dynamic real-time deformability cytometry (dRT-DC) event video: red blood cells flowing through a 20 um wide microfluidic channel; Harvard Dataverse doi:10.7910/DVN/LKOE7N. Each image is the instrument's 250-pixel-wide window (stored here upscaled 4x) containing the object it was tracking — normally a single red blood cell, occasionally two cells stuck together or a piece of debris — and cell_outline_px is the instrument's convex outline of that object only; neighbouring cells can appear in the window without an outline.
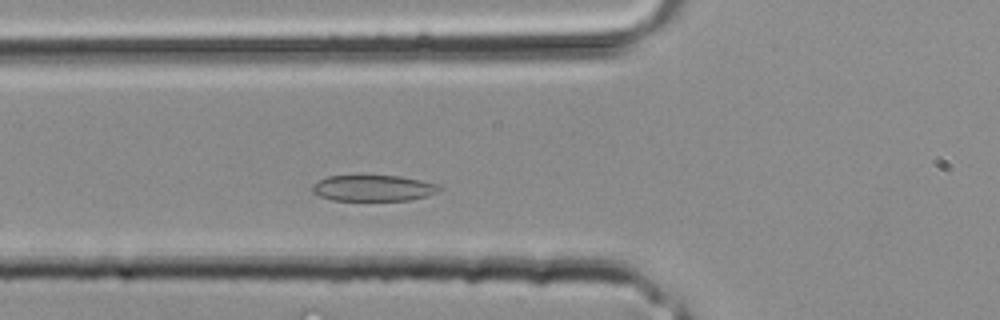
{"species": "common noctule bat (a hibernating species)", "species_latin": "Nyctalus noctula", "temperature_condition": "room temperature", "stored_images_in_passage": 30, "segment_of_instrument_passage": [1, 2], "camera_frame_rate_fps": 3000, "um_per_image_px": 0.085, "animal": {"sex": "male", "body_mass_g": 20.4}, "frame": {"image": 1, "passage_image": 7, "time_ms": 2.0, "image_size_px": [1000, 320], "cell_outline_px": [[444, 188], [436, 192], [412, 200], [332, 200], [320, 196], [312, 192], [312, 184], [328, 176], [400, 176], [420, 180], [436, 184]], "centroid_in_image_um": [31.72, 15.99], "position_along_channel_um": 94.1, "area_um2": 19.07}}
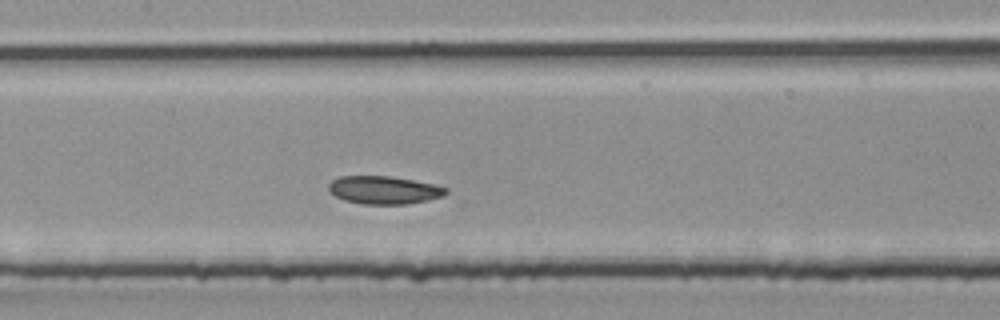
{"frame": {"image": 2, "passage_image": 11, "time_ms": 3.333, "image_size_px": [1000, 320], "cell_outline_px": [[448, 192], [444, 196], [428, 200], [408, 204], [360, 204], [344, 200], [328, 192], [328, 184], [332, 180], [340, 176], [392, 176], [432, 184], [448, 188]], "centroid_in_image_um": [32.62, 16.15], "position_along_channel_um": 174.8, "area_um2": 19.25}}
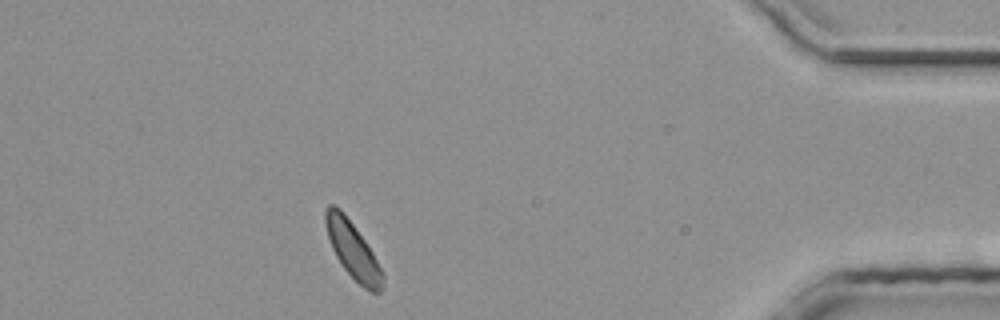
{"frame": {"image": 3, "passage_image": 25, "time_ms": 8.0, "image_size_px": [1000, 320], "cell_outline_px": [[384, 288], [380, 292], [372, 292], [364, 288], [344, 268], [336, 256], [332, 248], [328, 236], [324, 220], [324, 212], [328, 204], [332, 204], [340, 208], [364, 240], [372, 252], [384, 272]], "centroid_in_image_um": [30.0, 21.28], "position_along_channel_um": 405.2, "area_um2": 18.61}}